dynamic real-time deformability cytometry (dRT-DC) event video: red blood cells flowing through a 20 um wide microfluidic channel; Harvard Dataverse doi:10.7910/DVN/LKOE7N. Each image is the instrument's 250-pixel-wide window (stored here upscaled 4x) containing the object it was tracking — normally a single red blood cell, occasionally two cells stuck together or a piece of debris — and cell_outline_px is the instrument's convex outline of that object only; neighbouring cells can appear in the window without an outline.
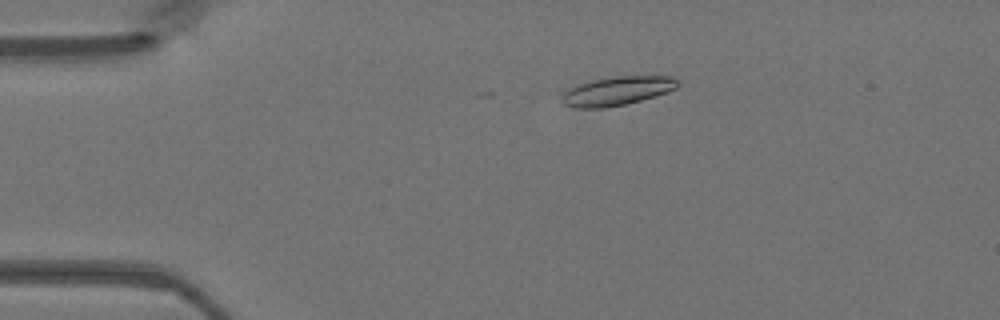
{"species": "Egyptian fruit bat (a non-hibernating species)", "species_latin": "Rousettus aegyptiacus", "temperature_condition": "warm", "stored_images_in_passage": 15, "camera_frame_rate_fps": 3000, "um_per_image_px": 0.085, "animal": {"sex": "female"}, "frame": {"image": 1, "passage_image": 10, "time_ms": 3.0, "image_size_px": [1000, 320], "cell_outline_px": [[680, 84], [676, 88], [668, 92], [656, 96], [624, 104], [604, 108], [576, 108], [564, 104], [560, 100], [560, 92], [576, 84], [588, 80], [612, 76], [672, 76]], "centroid_in_image_um": [52.38, 7.72], "position_along_channel_um": 32.6, "area_um2": 19.88}}